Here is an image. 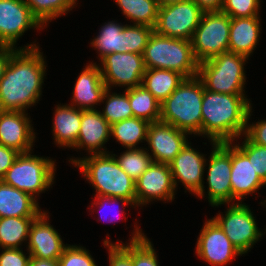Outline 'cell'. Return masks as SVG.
<instances>
[{
	"label": "cell",
	"instance_id": "1",
	"mask_svg": "<svg viewBox=\"0 0 266 266\" xmlns=\"http://www.w3.org/2000/svg\"><path fill=\"white\" fill-rule=\"evenodd\" d=\"M40 49H17L12 54L0 80V110L28 112L42 100L48 64Z\"/></svg>",
	"mask_w": 266,
	"mask_h": 266
},
{
	"label": "cell",
	"instance_id": "2",
	"mask_svg": "<svg viewBox=\"0 0 266 266\" xmlns=\"http://www.w3.org/2000/svg\"><path fill=\"white\" fill-rule=\"evenodd\" d=\"M252 102L246 94H223L204 88L202 138L222 143L244 135Z\"/></svg>",
	"mask_w": 266,
	"mask_h": 266
},
{
	"label": "cell",
	"instance_id": "3",
	"mask_svg": "<svg viewBox=\"0 0 266 266\" xmlns=\"http://www.w3.org/2000/svg\"><path fill=\"white\" fill-rule=\"evenodd\" d=\"M93 190V195L121 197L136 206L135 181L119 166L111 152L67 158Z\"/></svg>",
	"mask_w": 266,
	"mask_h": 266
},
{
	"label": "cell",
	"instance_id": "4",
	"mask_svg": "<svg viewBox=\"0 0 266 266\" xmlns=\"http://www.w3.org/2000/svg\"><path fill=\"white\" fill-rule=\"evenodd\" d=\"M204 85L198 76L184 78L175 91L160 104V121L194 136H202Z\"/></svg>",
	"mask_w": 266,
	"mask_h": 266
},
{
	"label": "cell",
	"instance_id": "5",
	"mask_svg": "<svg viewBox=\"0 0 266 266\" xmlns=\"http://www.w3.org/2000/svg\"><path fill=\"white\" fill-rule=\"evenodd\" d=\"M146 69H167L185 78L198 75L199 62L190 40L159 35L153 31L143 53Z\"/></svg>",
	"mask_w": 266,
	"mask_h": 266
},
{
	"label": "cell",
	"instance_id": "6",
	"mask_svg": "<svg viewBox=\"0 0 266 266\" xmlns=\"http://www.w3.org/2000/svg\"><path fill=\"white\" fill-rule=\"evenodd\" d=\"M56 164V159L36 155L34 151L20 153L1 180L31 195L39 202L41 195L53 187L57 172Z\"/></svg>",
	"mask_w": 266,
	"mask_h": 266
},
{
	"label": "cell",
	"instance_id": "7",
	"mask_svg": "<svg viewBox=\"0 0 266 266\" xmlns=\"http://www.w3.org/2000/svg\"><path fill=\"white\" fill-rule=\"evenodd\" d=\"M251 60L230 51L199 63L198 77L204 88L223 94H246V64ZM246 91V92H245Z\"/></svg>",
	"mask_w": 266,
	"mask_h": 266
},
{
	"label": "cell",
	"instance_id": "8",
	"mask_svg": "<svg viewBox=\"0 0 266 266\" xmlns=\"http://www.w3.org/2000/svg\"><path fill=\"white\" fill-rule=\"evenodd\" d=\"M208 142L212 148L205 164L204 181L206 180L207 186H202L196 198L202 201L206 197L211 207L221 208L222 205L225 207L226 204H232L231 142L216 143L211 140Z\"/></svg>",
	"mask_w": 266,
	"mask_h": 266
},
{
	"label": "cell",
	"instance_id": "9",
	"mask_svg": "<svg viewBox=\"0 0 266 266\" xmlns=\"http://www.w3.org/2000/svg\"><path fill=\"white\" fill-rule=\"evenodd\" d=\"M226 211L211 217L227 235L233 246L244 256L254 248L266 234V228H259L258 220L250 204H226ZM224 213V214H223Z\"/></svg>",
	"mask_w": 266,
	"mask_h": 266
},
{
	"label": "cell",
	"instance_id": "10",
	"mask_svg": "<svg viewBox=\"0 0 266 266\" xmlns=\"http://www.w3.org/2000/svg\"><path fill=\"white\" fill-rule=\"evenodd\" d=\"M231 17L221 11L203 12L191 43L199 63L228 51Z\"/></svg>",
	"mask_w": 266,
	"mask_h": 266
},
{
	"label": "cell",
	"instance_id": "11",
	"mask_svg": "<svg viewBox=\"0 0 266 266\" xmlns=\"http://www.w3.org/2000/svg\"><path fill=\"white\" fill-rule=\"evenodd\" d=\"M45 27L32 14L24 0H0V46H11L18 49L40 47L35 41L17 47L18 41L29 30L43 31ZM17 45V46H16Z\"/></svg>",
	"mask_w": 266,
	"mask_h": 266
},
{
	"label": "cell",
	"instance_id": "12",
	"mask_svg": "<svg viewBox=\"0 0 266 266\" xmlns=\"http://www.w3.org/2000/svg\"><path fill=\"white\" fill-rule=\"evenodd\" d=\"M203 12L193 0L159 7L153 30L162 36L191 41Z\"/></svg>",
	"mask_w": 266,
	"mask_h": 266
},
{
	"label": "cell",
	"instance_id": "13",
	"mask_svg": "<svg viewBox=\"0 0 266 266\" xmlns=\"http://www.w3.org/2000/svg\"><path fill=\"white\" fill-rule=\"evenodd\" d=\"M100 62V63H99ZM97 64L107 89L126 90L142 85L145 65L143 54L110 53Z\"/></svg>",
	"mask_w": 266,
	"mask_h": 266
},
{
	"label": "cell",
	"instance_id": "14",
	"mask_svg": "<svg viewBox=\"0 0 266 266\" xmlns=\"http://www.w3.org/2000/svg\"><path fill=\"white\" fill-rule=\"evenodd\" d=\"M198 234L194 254L209 266H227L243 256L212 218L204 220Z\"/></svg>",
	"mask_w": 266,
	"mask_h": 266
},
{
	"label": "cell",
	"instance_id": "15",
	"mask_svg": "<svg viewBox=\"0 0 266 266\" xmlns=\"http://www.w3.org/2000/svg\"><path fill=\"white\" fill-rule=\"evenodd\" d=\"M135 187L136 209L140 207L143 210L144 206L146 208L157 201L170 204L177 195L169 164L152 162L135 181Z\"/></svg>",
	"mask_w": 266,
	"mask_h": 266
},
{
	"label": "cell",
	"instance_id": "16",
	"mask_svg": "<svg viewBox=\"0 0 266 266\" xmlns=\"http://www.w3.org/2000/svg\"><path fill=\"white\" fill-rule=\"evenodd\" d=\"M191 143L190 140L169 165L176 191L180 184L184 186L185 193L189 192L195 197L205 184L207 154L194 148Z\"/></svg>",
	"mask_w": 266,
	"mask_h": 266
},
{
	"label": "cell",
	"instance_id": "17",
	"mask_svg": "<svg viewBox=\"0 0 266 266\" xmlns=\"http://www.w3.org/2000/svg\"><path fill=\"white\" fill-rule=\"evenodd\" d=\"M192 137L189 133L162 122H152L147 130L146 151L156 163L170 164ZM189 139V140H188Z\"/></svg>",
	"mask_w": 266,
	"mask_h": 266
},
{
	"label": "cell",
	"instance_id": "18",
	"mask_svg": "<svg viewBox=\"0 0 266 266\" xmlns=\"http://www.w3.org/2000/svg\"><path fill=\"white\" fill-rule=\"evenodd\" d=\"M50 212L45 210L30 225L26 250L31 257L58 260L69 245L51 225Z\"/></svg>",
	"mask_w": 266,
	"mask_h": 266
},
{
	"label": "cell",
	"instance_id": "19",
	"mask_svg": "<svg viewBox=\"0 0 266 266\" xmlns=\"http://www.w3.org/2000/svg\"><path fill=\"white\" fill-rule=\"evenodd\" d=\"M111 125L101 115L100 108L81 110L80 131L76 144L70 149L84 155L109 153L105 146L111 140ZM84 151V152H83Z\"/></svg>",
	"mask_w": 266,
	"mask_h": 266
},
{
	"label": "cell",
	"instance_id": "20",
	"mask_svg": "<svg viewBox=\"0 0 266 266\" xmlns=\"http://www.w3.org/2000/svg\"><path fill=\"white\" fill-rule=\"evenodd\" d=\"M32 122L28 112L0 110V144L19 153L33 151L38 133Z\"/></svg>",
	"mask_w": 266,
	"mask_h": 266
},
{
	"label": "cell",
	"instance_id": "21",
	"mask_svg": "<svg viewBox=\"0 0 266 266\" xmlns=\"http://www.w3.org/2000/svg\"><path fill=\"white\" fill-rule=\"evenodd\" d=\"M231 189L232 204L244 203L249 195H259V190L266 187V183L259 177L250 163L248 156L231 142ZM254 193V194H253ZM258 193V194H255ZM245 199V200H244Z\"/></svg>",
	"mask_w": 266,
	"mask_h": 266
},
{
	"label": "cell",
	"instance_id": "22",
	"mask_svg": "<svg viewBox=\"0 0 266 266\" xmlns=\"http://www.w3.org/2000/svg\"><path fill=\"white\" fill-rule=\"evenodd\" d=\"M83 67L74 81L68 104L81 110L97 109L107 88L97 62L89 60Z\"/></svg>",
	"mask_w": 266,
	"mask_h": 266
},
{
	"label": "cell",
	"instance_id": "23",
	"mask_svg": "<svg viewBox=\"0 0 266 266\" xmlns=\"http://www.w3.org/2000/svg\"><path fill=\"white\" fill-rule=\"evenodd\" d=\"M261 20V15L231 18L228 51L252 57L261 40Z\"/></svg>",
	"mask_w": 266,
	"mask_h": 266
},
{
	"label": "cell",
	"instance_id": "24",
	"mask_svg": "<svg viewBox=\"0 0 266 266\" xmlns=\"http://www.w3.org/2000/svg\"><path fill=\"white\" fill-rule=\"evenodd\" d=\"M58 104V105H57ZM54 105L52 118V139L55 147L62 150L72 148L77 141L81 124V109L67 103ZM64 104V105H63Z\"/></svg>",
	"mask_w": 266,
	"mask_h": 266
},
{
	"label": "cell",
	"instance_id": "25",
	"mask_svg": "<svg viewBox=\"0 0 266 266\" xmlns=\"http://www.w3.org/2000/svg\"><path fill=\"white\" fill-rule=\"evenodd\" d=\"M43 211L31 195L0 180V218L38 217Z\"/></svg>",
	"mask_w": 266,
	"mask_h": 266
},
{
	"label": "cell",
	"instance_id": "26",
	"mask_svg": "<svg viewBox=\"0 0 266 266\" xmlns=\"http://www.w3.org/2000/svg\"><path fill=\"white\" fill-rule=\"evenodd\" d=\"M124 26L125 24L115 19L101 24L97 35L90 39L89 45L92 51L94 49L97 53V62L110 53H126Z\"/></svg>",
	"mask_w": 266,
	"mask_h": 266
},
{
	"label": "cell",
	"instance_id": "27",
	"mask_svg": "<svg viewBox=\"0 0 266 266\" xmlns=\"http://www.w3.org/2000/svg\"><path fill=\"white\" fill-rule=\"evenodd\" d=\"M149 124L148 121L136 117L113 123L110 138L115 139L125 149L143 148L140 145L146 146Z\"/></svg>",
	"mask_w": 266,
	"mask_h": 266
},
{
	"label": "cell",
	"instance_id": "28",
	"mask_svg": "<svg viewBox=\"0 0 266 266\" xmlns=\"http://www.w3.org/2000/svg\"><path fill=\"white\" fill-rule=\"evenodd\" d=\"M179 72L167 69H146L142 85L162 103L184 80Z\"/></svg>",
	"mask_w": 266,
	"mask_h": 266
},
{
	"label": "cell",
	"instance_id": "29",
	"mask_svg": "<svg viewBox=\"0 0 266 266\" xmlns=\"http://www.w3.org/2000/svg\"><path fill=\"white\" fill-rule=\"evenodd\" d=\"M126 23L147 25L154 28L158 16L157 0H114ZM130 20V22H129Z\"/></svg>",
	"mask_w": 266,
	"mask_h": 266
},
{
	"label": "cell",
	"instance_id": "30",
	"mask_svg": "<svg viewBox=\"0 0 266 266\" xmlns=\"http://www.w3.org/2000/svg\"><path fill=\"white\" fill-rule=\"evenodd\" d=\"M35 218L36 217L0 218V249L25 248L28 241L30 225Z\"/></svg>",
	"mask_w": 266,
	"mask_h": 266
},
{
	"label": "cell",
	"instance_id": "31",
	"mask_svg": "<svg viewBox=\"0 0 266 266\" xmlns=\"http://www.w3.org/2000/svg\"><path fill=\"white\" fill-rule=\"evenodd\" d=\"M130 206L132 209L136 208L132 202L125 198L93 195V199L89 206H87V209L91 212V216L95 212L98 213L97 215L99 218H97L96 221H104L106 223L115 224L118 223V221H122L123 218V220L127 222V213L125 212V208H131ZM114 213H116L117 216Z\"/></svg>",
	"mask_w": 266,
	"mask_h": 266
},
{
	"label": "cell",
	"instance_id": "32",
	"mask_svg": "<svg viewBox=\"0 0 266 266\" xmlns=\"http://www.w3.org/2000/svg\"><path fill=\"white\" fill-rule=\"evenodd\" d=\"M135 220L136 221L133 224L134 228L131 230V235H128L131 237L127 241H111L109 238L110 234L108 233L104 238L103 246L106 248V252L108 251V266H133L132 241H139L146 236L144 231L140 228L141 226L138 224L137 218Z\"/></svg>",
	"mask_w": 266,
	"mask_h": 266
},
{
	"label": "cell",
	"instance_id": "33",
	"mask_svg": "<svg viewBox=\"0 0 266 266\" xmlns=\"http://www.w3.org/2000/svg\"><path fill=\"white\" fill-rule=\"evenodd\" d=\"M24 2L45 28L52 21L67 16L80 4L79 0H24Z\"/></svg>",
	"mask_w": 266,
	"mask_h": 266
},
{
	"label": "cell",
	"instance_id": "34",
	"mask_svg": "<svg viewBox=\"0 0 266 266\" xmlns=\"http://www.w3.org/2000/svg\"><path fill=\"white\" fill-rule=\"evenodd\" d=\"M133 117L149 123L160 121V102L143 85L128 89Z\"/></svg>",
	"mask_w": 266,
	"mask_h": 266
},
{
	"label": "cell",
	"instance_id": "35",
	"mask_svg": "<svg viewBox=\"0 0 266 266\" xmlns=\"http://www.w3.org/2000/svg\"><path fill=\"white\" fill-rule=\"evenodd\" d=\"M101 115L112 125L113 123L133 117V112L128 98V89L119 91L106 89L101 100Z\"/></svg>",
	"mask_w": 266,
	"mask_h": 266
},
{
	"label": "cell",
	"instance_id": "36",
	"mask_svg": "<svg viewBox=\"0 0 266 266\" xmlns=\"http://www.w3.org/2000/svg\"><path fill=\"white\" fill-rule=\"evenodd\" d=\"M125 151L120 154L113 153L110 151L119 166L134 180L136 181L152 164V158L143 148H130L124 149Z\"/></svg>",
	"mask_w": 266,
	"mask_h": 266
},
{
	"label": "cell",
	"instance_id": "37",
	"mask_svg": "<svg viewBox=\"0 0 266 266\" xmlns=\"http://www.w3.org/2000/svg\"><path fill=\"white\" fill-rule=\"evenodd\" d=\"M235 141L234 143L248 156L259 177L266 183V147L253 143L245 134Z\"/></svg>",
	"mask_w": 266,
	"mask_h": 266
},
{
	"label": "cell",
	"instance_id": "38",
	"mask_svg": "<svg viewBox=\"0 0 266 266\" xmlns=\"http://www.w3.org/2000/svg\"><path fill=\"white\" fill-rule=\"evenodd\" d=\"M153 28L147 25L125 24L126 53L143 54Z\"/></svg>",
	"mask_w": 266,
	"mask_h": 266
},
{
	"label": "cell",
	"instance_id": "39",
	"mask_svg": "<svg viewBox=\"0 0 266 266\" xmlns=\"http://www.w3.org/2000/svg\"><path fill=\"white\" fill-rule=\"evenodd\" d=\"M156 250L153 242L147 236L139 241H132V265L160 266Z\"/></svg>",
	"mask_w": 266,
	"mask_h": 266
},
{
	"label": "cell",
	"instance_id": "40",
	"mask_svg": "<svg viewBox=\"0 0 266 266\" xmlns=\"http://www.w3.org/2000/svg\"><path fill=\"white\" fill-rule=\"evenodd\" d=\"M91 251L81 244H69L60 258L59 266H98Z\"/></svg>",
	"mask_w": 266,
	"mask_h": 266
},
{
	"label": "cell",
	"instance_id": "41",
	"mask_svg": "<svg viewBox=\"0 0 266 266\" xmlns=\"http://www.w3.org/2000/svg\"><path fill=\"white\" fill-rule=\"evenodd\" d=\"M263 3L262 0H223L221 12L231 18L260 16Z\"/></svg>",
	"mask_w": 266,
	"mask_h": 266
},
{
	"label": "cell",
	"instance_id": "42",
	"mask_svg": "<svg viewBox=\"0 0 266 266\" xmlns=\"http://www.w3.org/2000/svg\"><path fill=\"white\" fill-rule=\"evenodd\" d=\"M0 250V266L29 265L31 255L27 250L23 248H1Z\"/></svg>",
	"mask_w": 266,
	"mask_h": 266
},
{
	"label": "cell",
	"instance_id": "43",
	"mask_svg": "<svg viewBox=\"0 0 266 266\" xmlns=\"http://www.w3.org/2000/svg\"><path fill=\"white\" fill-rule=\"evenodd\" d=\"M253 106L251 107L248 117H247V127L245 131V135L255 144L265 146L266 147V119L258 118L254 122L252 121L253 116ZM251 120V121H250Z\"/></svg>",
	"mask_w": 266,
	"mask_h": 266
},
{
	"label": "cell",
	"instance_id": "44",
	"mask_svg": "<svg viewBox=\"0 0 266 266\" xmlns=\"http://www.w3.org/2000/svg\"><path fill=\"white\" fill-rule=\"evenodd\" d=\"M19 154L17 150L0 144V180L4 177L6 171L11 167Z\"/></svg>",
	"mask_w": 266,
	"mask_h": 266
},
{
	"label": "cell",
	"instance_id": "45",
	"mask_svg": "<svg viewBox=\"0 0 266 266\" xmlns=\"http://www.w3.org/2000/svg\"><path fill=\"white\" fill-rule=\"evenodd\" d=\"M18 48L11 46H0V80L4 76L5 70L10 62L12 54Z\"/></svg>",
	"mask_w": 266,
	"mask_h": 266
},
{
	"label": "cell",
	"instance_id": "46",
	"mask_svg": "<svg viewBox=\"0 0 266 266\" xmlns=\"http://www.w3.org/2000/svg\"><path fill=\"white\" fill-rule=\"evenodd\" d=\"M204 12L221 11L223 0H193Z\"/></svg>",
	"mask_w": 266,
	"mask_h": 266
},
{
	"label": "cell",
	"instance_id": "47",
	"mask_svg": "<svg viewBox=\"0 0 266 266\" xmlns=\"http://www.w3.org/2000/svg\"><path fill=\"white\" fill-rule=\"evenodd\" d=\"M28 266H59L58 260L40 259L31 257Z\"/></svg>",
	"mask_w": 266,
	"mask_h": 266
},
{
	"label": "cell",
	"instance_id": "48",
	"mask_svg": "<svg viewBox=\"0 0 266 266\" xmlns=\"http://www.w3.org/2000/svg\"><path fill=\"white\" fill-rule=\"evenodd\" d=\"M157 1H158L159 7H163V6H166V5L176 4V3L184 1V0H157Z\"/></svg>",
	"mask_w": 266,
	"mask_h": 266
},
{
	"label": "cell",
	"instance_id": "49",
	"mask_svg": "<svg viewBox=\"0 0 266 266\" xmlns=\"http://www.w3.org/2000/svg\"><path fill=\"white\" fill-rule=\"evenodd\" d=\"M259 204H261V207L264 206L263 208L266 209V198L263 201L261 200Z\"/></svg>",
	"mask_w": 266,
	"mask_h": 266
}]
</instances>
